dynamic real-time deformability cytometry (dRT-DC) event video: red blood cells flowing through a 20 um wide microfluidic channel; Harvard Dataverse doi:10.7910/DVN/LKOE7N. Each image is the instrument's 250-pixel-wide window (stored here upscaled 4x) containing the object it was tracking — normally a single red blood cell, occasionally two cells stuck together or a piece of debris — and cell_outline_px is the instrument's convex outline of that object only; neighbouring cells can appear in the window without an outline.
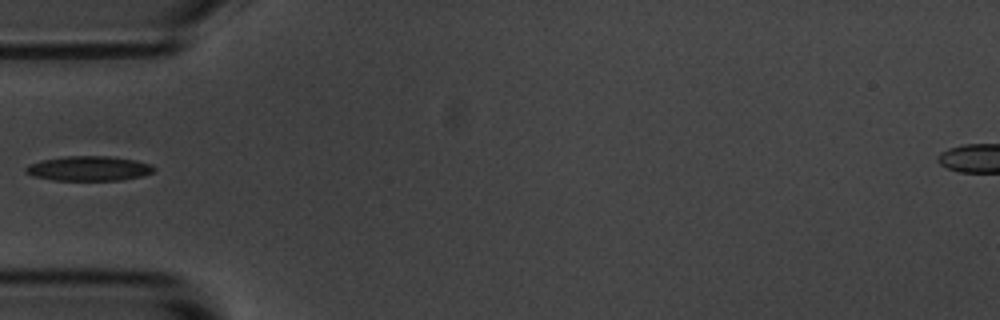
{"species": "common noctule bat (a hibernating species)", "species_latin": "Nyctalus noctula", "temperature_condition": "room temperature", "stored_images_in_passage": 6, "camera_frame_rate_fps": 3000, "um_per_image_px": 0.085, "animal": {"sex": "male", "body_mass_g": 20.1, "forearm_length_mm": 53.5}, "frame": {"image": 1, "passage_image": 5, "time_ms": 4.667, "image_size_px": [1000, 320], "cell_outline_px": [[156, 168], [152, 172], [144, 176], [124, 180], [52, 180], [32, 176], [24, 172], [24, 168], [28, 164], [40, 160], [68, 156], [108, 156], [136, 160], [152, 164]], "centroid_in_image_um": [7.55, 14.32], "position_along_channel_um": 77.5, "area_um2": 18.73}}